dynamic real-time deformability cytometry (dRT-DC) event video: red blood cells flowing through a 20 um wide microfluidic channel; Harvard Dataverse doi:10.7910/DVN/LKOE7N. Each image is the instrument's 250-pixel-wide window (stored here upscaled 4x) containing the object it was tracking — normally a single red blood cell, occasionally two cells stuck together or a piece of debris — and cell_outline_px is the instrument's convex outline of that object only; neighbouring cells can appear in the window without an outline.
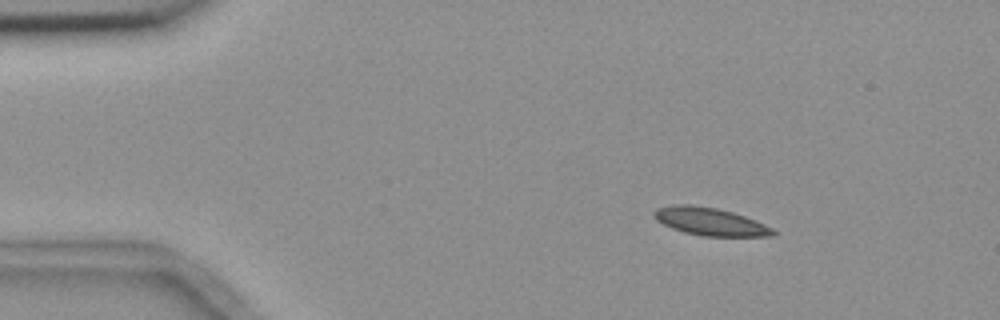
{"species": "common noctule bat (a hibernating species)", "species_latin": "Nyctalus noctula", "temperature_condition": "room temperature", "stored_images_in_passage": 4, "camera_frame_rate_fps": 3000, "um_per_image_px": 0.085, "animal": {"sex": "female", "body_mass_g": 18.4}, "frame": {"image": 1, "passage_image": 2, "time_ms": 1.333, "image_size_px": [1000, 320], "cell_outline_px": [[776, 236], [704, 236], [684, 232], [672, 228], [656, 220], [652, 216], [652, 212], [656, 208], [672, 204], [692, 204], [716, 208], [732, 212], [744, 216], [764, 224], [772, 228], [776, 232]], "centroid_in_image_um": [60.32, 18.82], "position_along_channel_um": 24.7, "area_um2": 19.31}}